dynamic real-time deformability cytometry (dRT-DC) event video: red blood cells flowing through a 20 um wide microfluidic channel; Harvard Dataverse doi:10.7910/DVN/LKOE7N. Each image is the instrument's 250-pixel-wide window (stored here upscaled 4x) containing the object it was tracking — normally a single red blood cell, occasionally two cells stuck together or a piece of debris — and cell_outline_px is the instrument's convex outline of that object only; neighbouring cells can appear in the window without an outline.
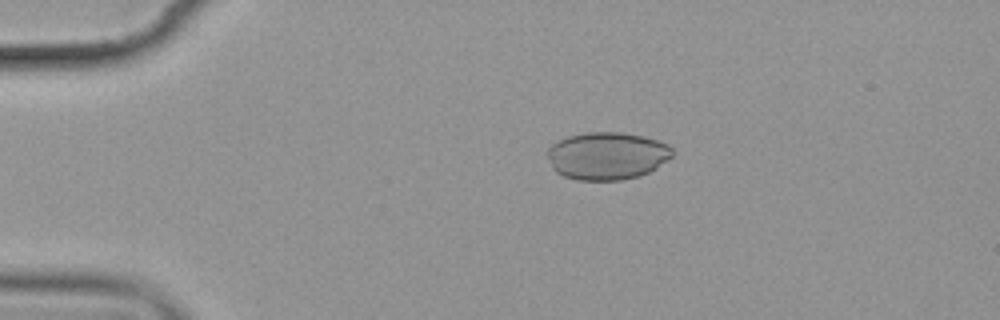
{"species": "common noctule bat (a hibernating species)", "species_latin": "Nyctalus noctula", "temperature_condition": "cold", "stored_images_in_passage": 5, "camera_frame_rate_fps": 3000, "um_per_image_px": 0.085, "animal": {"sex": "female", "body_mass_g": 19.9}, "frame": {"image": 1, "passage_image": 3, "time_ms": 2.333, "image_size_px": [1000, 320], "cell_outline_px": [[672, 156], [668, 160], [656, 168], [640, 176], [620, 180], [576, 180], [564, 176], [556, 172], [552, 168], [548, 156], [548, 148], [552, 144], [568, 136], [588, 132], [620, 132], [644, 136], [668, 144], [672, 148]], "centroid_in_image_um": [51.61, 13.25], "position_along_channel_um": 33.4, "area_um2": 34.68}}